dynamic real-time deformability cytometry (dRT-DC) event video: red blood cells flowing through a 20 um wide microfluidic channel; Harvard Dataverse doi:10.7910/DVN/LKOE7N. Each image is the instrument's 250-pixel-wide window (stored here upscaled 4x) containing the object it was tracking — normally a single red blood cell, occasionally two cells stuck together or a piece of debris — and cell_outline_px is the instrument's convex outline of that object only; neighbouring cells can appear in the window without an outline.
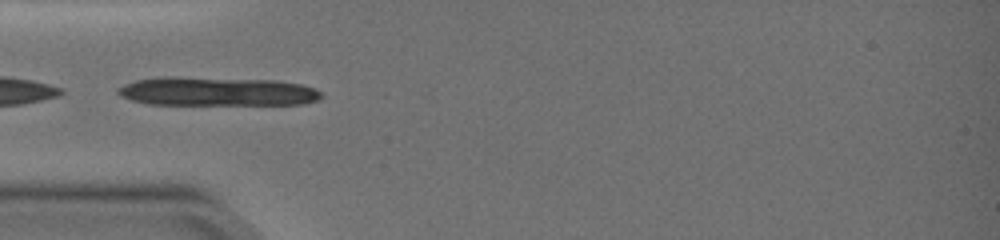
{"species": "common noctule bat (a hibernating species)", "species_latin": "Nyctalus noctula", "temperature_condition": "warm", "stored_images_in_passage": 13, "camera_frame_rate_fps": 3000, "um_per_image_px": 0.085, "animal": {"sex": "female", "body_mass_g": 19.0, "forearm_length_mm": 51.5}, "frame": {"image": 1, "passage_image": 10, "time_ms": 5.0, "image_size_px": [1000, 240], "cell_outline_px": [[324, 96], [320, 100], [304, 104], [148, 104], [132, 100], [120, 96], [116, 92], [116, 88], [124, 84], [136, 80], [168, 76], [172, 76], [276, 80], [300, 84], [316, 88], [324, 92]], "centroid_in_image_um": [18.48, 7.77], "position_along_channel_um": 66.5, "area_um2": 34.56}}